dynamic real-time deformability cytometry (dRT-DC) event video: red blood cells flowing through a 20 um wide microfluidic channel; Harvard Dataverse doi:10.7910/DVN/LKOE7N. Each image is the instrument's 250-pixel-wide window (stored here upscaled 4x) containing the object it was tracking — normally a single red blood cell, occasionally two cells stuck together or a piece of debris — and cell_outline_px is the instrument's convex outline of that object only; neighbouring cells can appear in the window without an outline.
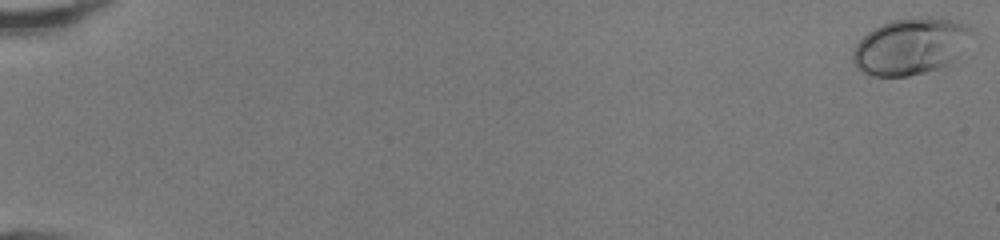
{"species": "human", "species_latin": "Homo sapiens", "temperature_condition": "room temperature", "stored_images_in_passage": 50, "camera_frame_rate_fps": 3000, "um_per_image_px": 0.085, "donor": {"sex": "female"}, "frame": {"image": 1, "passage_image": 1, "time_ms": 0.0, "image_size_px": [1000, 240], "cell_outline_px": [[968, 32], [948, 64], [924, 72], [908, 76], [872, 76], [856, 68], [852, 60], [852, 52], [856, 44], [872, 28], [888, 20], [912, 16], [928, 16], [952, 20], [968, 28]], "centroid_in_image_um": [77.2, 3.92], "position_along_channel_um": 7.8, "area_um2": 38.03}}
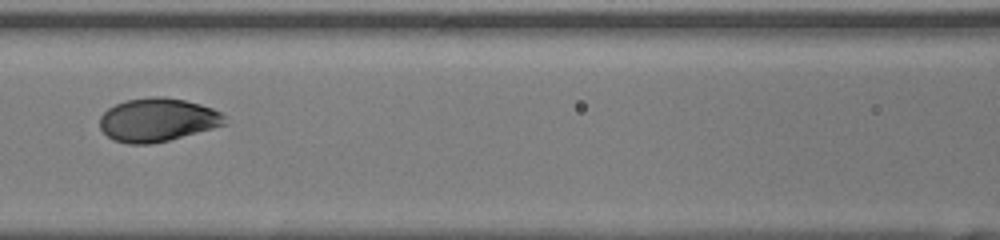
{"frame": {"image": 2, "passage_image": 25, "time_ms": 8.0, "image_size_px": [1000, 240], "cell_outline_px": [[228, 124], [168, 140], [152, 144], [128, 144], [112, 140], [100, 128], [100, 116], [108, 108], [116, 104], [128, 100], [148, 96], [164, 96], [184, 100], [200, 104], [212, 108], [228, 116]], "centroid_in_image_um": [13.41, 10.18], "position_along_channel_um": 153.2, "area_um2": 31.85}}
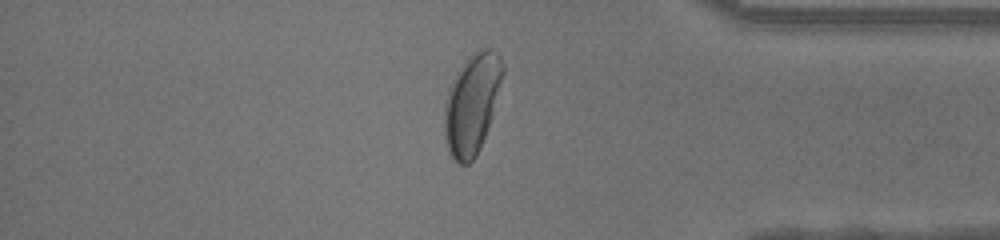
{"frame": {"image": 3, "passage_image": 43, "time_ms": 14.0, "image_size_px": [1000, 240], "cell_outline_px": [[504, 72], [488, 128], [480, 148], [476, 156], [468, 164], [460, 164], [448, 152], [444, 132], [444, 100], [452, 80], [456, 72], [468, 56], [484, 48], [488, 48], [496, 52], [500, 56], [504, 64]], "centroid_in_image_um": [40.1, 8.81], "position_along_channel_um": 395.1, "area_um2": 33.93}, "authors_computed_cell_mechanics": {"area_um2": 31.9923, "velocity_mm_per_s": 4.2897, "shape_relaxation_time_tau1_ms": 3.5084, "shape_relaxation_time_tau2_ms": null, "deformation_change_tau1": 0.1654, "deformation_change_tau2": null}}